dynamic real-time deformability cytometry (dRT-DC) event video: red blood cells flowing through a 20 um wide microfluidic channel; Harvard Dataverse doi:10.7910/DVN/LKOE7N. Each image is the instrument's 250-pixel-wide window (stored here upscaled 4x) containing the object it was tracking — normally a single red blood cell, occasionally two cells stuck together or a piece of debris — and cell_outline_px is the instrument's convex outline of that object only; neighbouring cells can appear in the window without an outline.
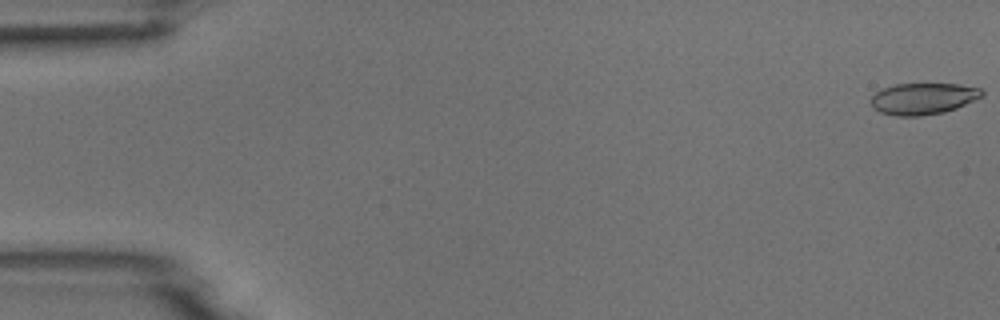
{"species": "common noctule bat (a hibernating species)", "species_latin": "Nyctalus noctula", "temperature_condition": "room temperature", "stored_images_in_passage": 53, "camera_frame_rate_fps": 3000, "um_per_image_px": 0.085, "animal": {"sex": "male", "body_mass_g": 18.8}, "frame": {"image": 1, "passage_image": 1, "time_ms": 0.0, "image_size_px": [1000, 320], "cell_outline_px": [[984, 96], [956, 108], [944, 112], [920, 116], [896, 116], [880, 112], [872, 108], [872, 96], [876, 92], [884, 88], [896, 84], [960, 84], [980, 88], [984, 92]], "centroid_in_image_um": [78.49, 8.39], "position_along_channel_um": 6.5, "area_um2": 20.35}}
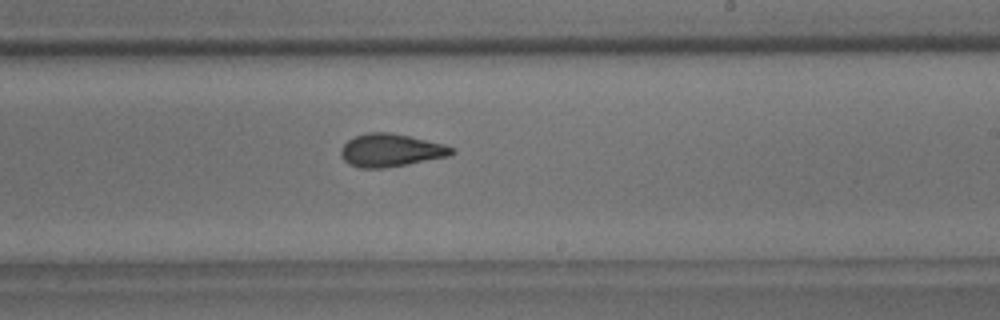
{"frame": {"image": 2, "passage_image": 32, "time_ms": 10.333, "image_size_px": [1000, 320], "cell_outline_px": [[456, 152], [448, 156], [408, 164], [384, 168], [360, 168], [348, 164], [340, 156], [340, 148], [348, 140], [356, 136], [368, 132], [388, 132], [408, 136], [444, 144], [456, 148]], "centroid_in_image_um": [33.2, 12.78], "position_along_channel_um": 255.8, "area_um2": 21.27}}
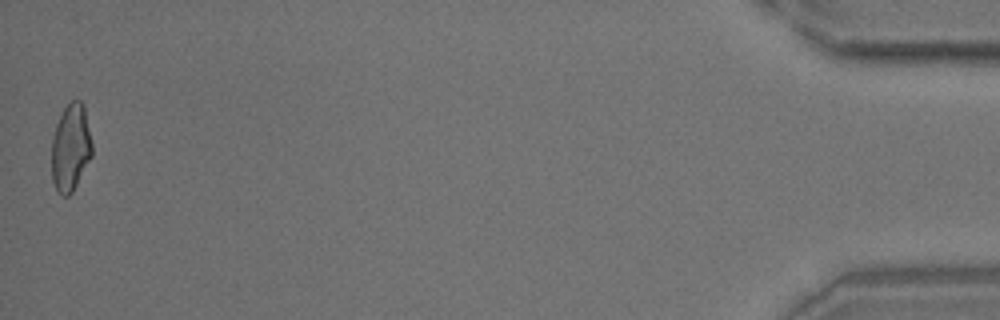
{"frame": {"image": 3, "passage_image": 53, "time_ms": 17.333, "image_size_px": [1000, 320], "cell_outline_px": [[92, 156], [72, 192], [68, 196], [64, 196], [56, 192], [52, 180], [52, 136], [56, 124], [64, 108], [72, 100], [80, 100], [84, 104], [92, 144]], "centroid_in_image_um": [6.0, 12.55], "position_along_channel_um": 429.2, "area_um2": 20.63}}